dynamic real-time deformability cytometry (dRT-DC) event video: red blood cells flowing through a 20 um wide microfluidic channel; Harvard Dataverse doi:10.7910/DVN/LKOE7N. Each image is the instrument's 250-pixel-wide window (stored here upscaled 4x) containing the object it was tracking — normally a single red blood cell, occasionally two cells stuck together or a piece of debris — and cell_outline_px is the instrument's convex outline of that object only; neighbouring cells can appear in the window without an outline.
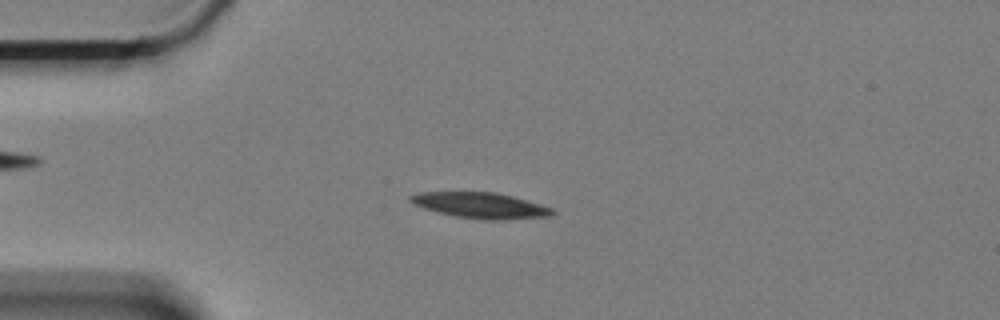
{"species": "Egyptian fruit bat (a non-hibernating species)", "species_latin": "Rousettus aegyptiacus", "temperature_condition": "cold", "stored_images_in_passage": 60, "camera_frame_rate_fps": 3000, "um_per_image_px": 0.085, "animal": {"sex": "female"}, "frame": {"image": 1, "passage_image": 15, "time_ms": 4.667, "image_size_px": [1000, 320], "cell_outline_px": [[556, 212], [552, 216], [496, 220], [488, 220], [456, 216], [424, 208], [412, 204], [408, 200], [408, 196], [420, 192], [496, 192], [512, 196], [540, 204], [552, 208]], "centroid_in_image_um": [40.84, 17.45], "position_along_channel_um": 44.2, "area_um2": 21.15}}
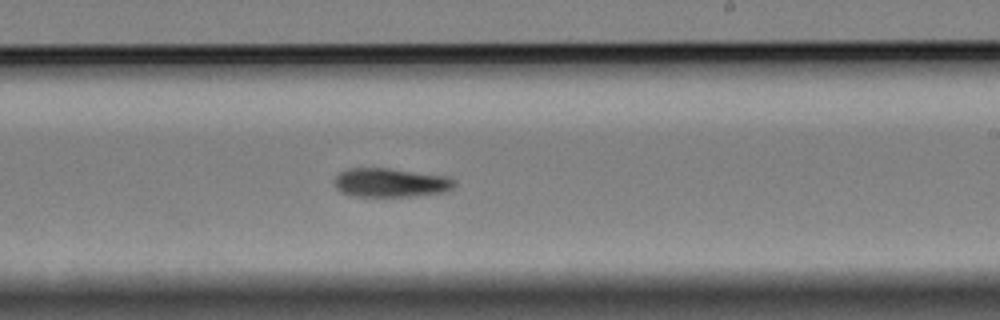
{"frame": {"image": 2, "passage_image": 36, "time_ms": 11.667, "image_size_px": [1000, 320], "cell_outline_px": [[456, 184], [452, 188], [444, 192], [412, 196], [352, 196], [340, 192], [336, 188], [332, 180], [340, 172], [348, 168], [388, 168], [448, 176], [456, 180]], "centroid_in_image_um": [33.18, 15.52], "position_along_channel_um": 255.8, "area_um2": 20.4}}
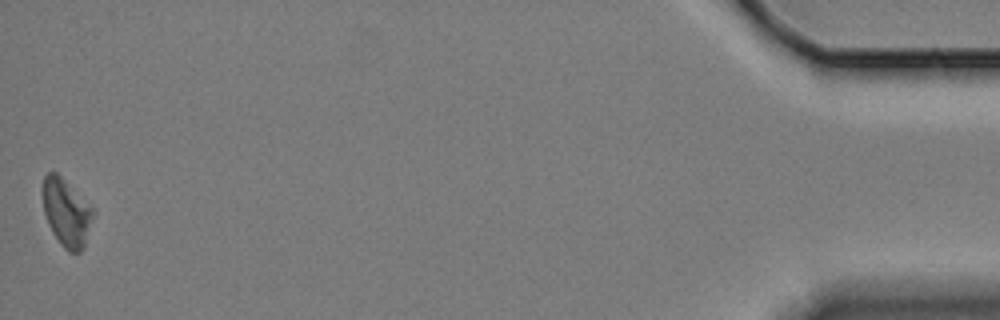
{"frame": {"image": 3, "passage_image": 60, "time_ms": 19.667, "image_size_px": [1000, 320], "cell_outline_px": [[92, 216], [84, 248], [80, 252], [68, 252], [60, 244], [52, 232], [48, 224], [44, 212], [44, 176], [48, 172], [56, 172], [92, 208]], "centroid_in_image_um": [5.63, 18.12], "position_along_channel_um": 429.6, "area_um2": 19.07}, "authors_computed_cell_mechanics": {"area_um2": 20.6635, "velocity_mm_per_s": 3.3021, "shape_relaxation_time_tau1_ms": 3.1396, "shape_relaxation_time_tau2_ms": null, "deformation_change_tau1": 0.0966, "deformation_change_tau2": null}}